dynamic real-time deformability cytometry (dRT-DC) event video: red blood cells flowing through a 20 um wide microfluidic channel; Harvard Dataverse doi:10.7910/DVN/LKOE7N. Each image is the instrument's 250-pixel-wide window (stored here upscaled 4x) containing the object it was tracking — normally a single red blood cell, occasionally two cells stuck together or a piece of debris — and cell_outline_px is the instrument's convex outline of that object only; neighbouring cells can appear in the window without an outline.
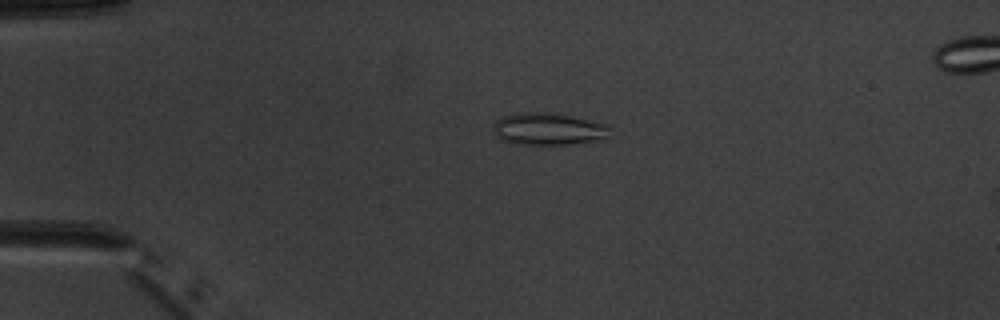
{"species": "common noctule bat (a hibernating species)", "species_latin": "Nyctalus noctula", "temperature_condition": "warm", "stored_images_in_passage": 4, "camera_frame_rate_fps": 3000, "um_per_image_px": 0.085, "animal": {"sex": "male", "body_mass_g": 20.1, "forearm_length_mm": 53.5}, "frame": {"image": 1, "passage_image": 3, "time_ms": 2.333, "image_size_px": [1000, 320], "cell_outline_px": [[608, 136], [600, 140], [572, 144], [516, 144], [500, 140], [492, 132], [492, 128], [496, 120], [500, 116], [516, 112], [556, 112], [608, 124]], "centroid_in_image_um": [46.55, 10.94], "position_along_channel_um": 38.4, "area_um2": 22.37}}